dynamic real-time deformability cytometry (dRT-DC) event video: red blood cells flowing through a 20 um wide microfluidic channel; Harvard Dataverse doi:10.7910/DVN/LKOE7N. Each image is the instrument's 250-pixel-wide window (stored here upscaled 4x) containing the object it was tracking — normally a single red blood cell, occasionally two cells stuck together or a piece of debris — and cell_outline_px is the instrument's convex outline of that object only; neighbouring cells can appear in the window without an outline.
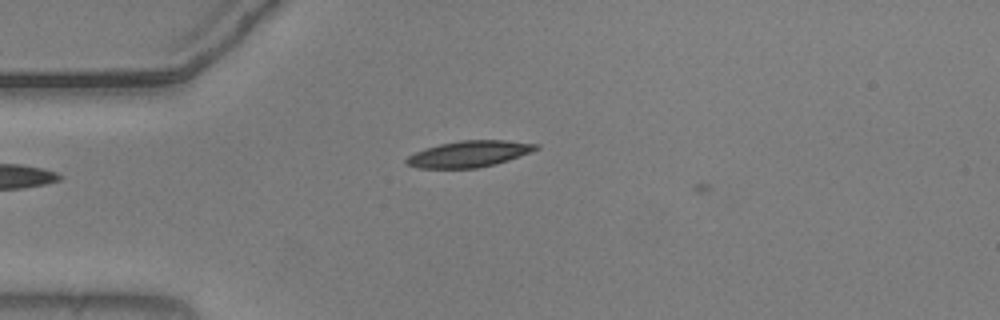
{"species": "common noctule bat (a hibernating species)", "species_latin": "Nyctalus noctula", "temperature_condition": "warm", "stored_images_in_passage": 4, "camera_frame_rate_fps": 3000, "um_per_image_px": 0.085, "animal": {"sex": "male", "body_mass_g": 20.5, "forearm_length_mm": 52.5}, "frame": {"image": 1, "passage_image": 3, "time_ms": 0.667, "image_size_px": [1000, 320], "cell_outline_px": [[540, 148], [508, 160], [496, 164], [476, 168], [416, 168], [404, 164], [404, 160], [408, 156], [424, 148], [440, 144], [460, 140], [504, 140], [540, 144]], "centroid_in_image_um": [39.84, 13.08], "position_along_channel_um": 45.2, "area_um2": 19.88}}